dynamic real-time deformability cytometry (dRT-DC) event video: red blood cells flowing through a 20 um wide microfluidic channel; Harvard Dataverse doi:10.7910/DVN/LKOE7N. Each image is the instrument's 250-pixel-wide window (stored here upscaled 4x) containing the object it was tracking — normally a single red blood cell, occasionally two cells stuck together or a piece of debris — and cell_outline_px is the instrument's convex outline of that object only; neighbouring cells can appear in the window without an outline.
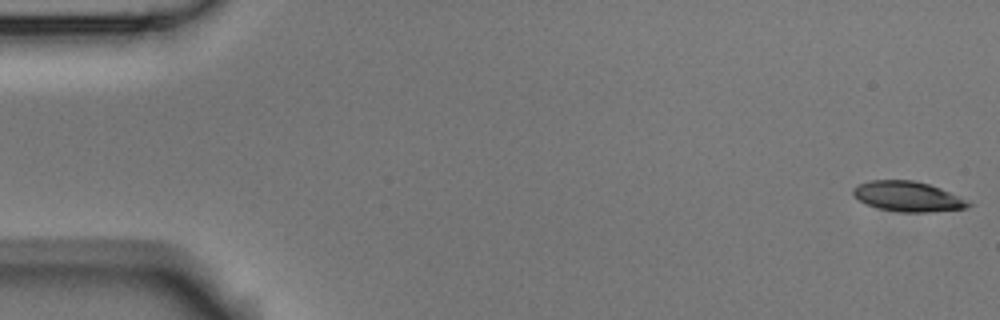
{"species": "Egyptian fruit bat (a non-hibernating species)", "species_latin": "Rousettus aegyptiacus", "temperature_condition": "room temperature", "stored_images_in_passage": 54, "camera_frame_rate_fps": 3000, "um_per_image_px": 0.085, "animal": {"sex": "male"}, "frame": {"image": 1, "passage_image": 1, "time_ms": 0.0, "image_size_px": [1000, 320], "cell_outline_px": [[976, 204], [968, 208], [928, 212], [896, 212], [880, 208], [868, 204], [860, 200], [852, 192], [852, 188], [860, 184], [872, 180], [912, 180], [928, 184], [940, 188]], "centroid_in_image_um": [77.21, 16.71], "position_along_channel_um": 7.8, "area_um2": 20.06}}
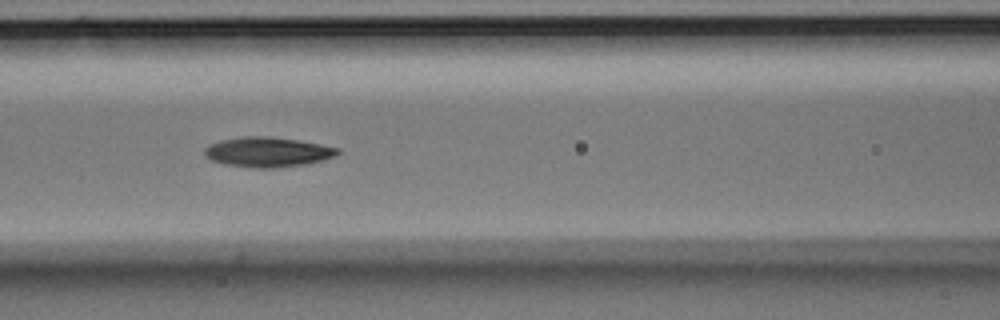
{"frame": {"image": 2, "passage_image": 23, "time_ms": 7.333, "image_size_px": [1000, 320], "cell_outline_px": [[340, 152], [336, 156], [308, 164], [272, 168], [256, 168], [224, 164], [212, 160], [204, 156], [204, 148], [208, 144], [220, 140], [240, 136], [268, 136], [296, 140], [320, 144], [340, 148]], "centroid_in_image_um": [22.73, 12.92], "position_along_channel_um": 143.9, "area_um2": 23.35}}
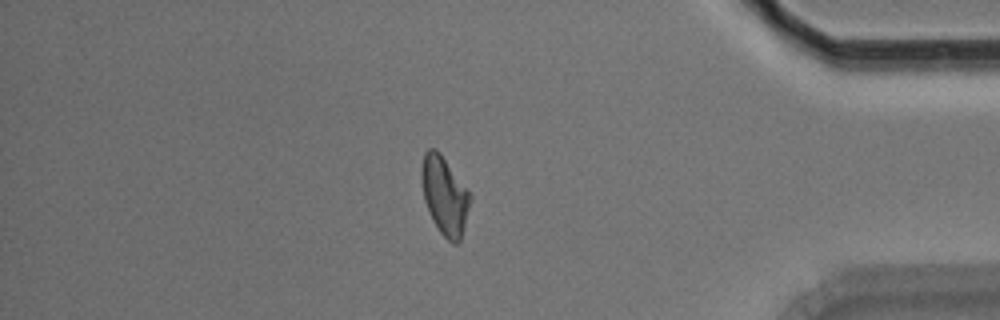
{"frame": {"image": 3, "passage_image": 46, "time_ms": 15.0, "image_size_px": [1000, 320], "cell_outline_px": [[472, 200], [460, 240], [456, 244], [452, 244], [440, 232], [432, 220], [424, 200], [420, 180], [420, 168], [424, 152], [428, 148], [436, 148], [440, 152], [472, 196]], "centroid_in_image_um": [37.77, 16.6], "position_along_channel_um": 397.4, "area_um2": 22.37}, "authors_computed_cell_mechanics": {"area_um2": 21.8484, "velocity_mm_per_s": 3.7354, "shape_relaxation_time_tau1_ms": 3.2975, "shape_relaxation_time_tau2_ms": 4.7857, "deformation_change_tau1": 0.1456, "deformation_change_tau2": 0.1197}}